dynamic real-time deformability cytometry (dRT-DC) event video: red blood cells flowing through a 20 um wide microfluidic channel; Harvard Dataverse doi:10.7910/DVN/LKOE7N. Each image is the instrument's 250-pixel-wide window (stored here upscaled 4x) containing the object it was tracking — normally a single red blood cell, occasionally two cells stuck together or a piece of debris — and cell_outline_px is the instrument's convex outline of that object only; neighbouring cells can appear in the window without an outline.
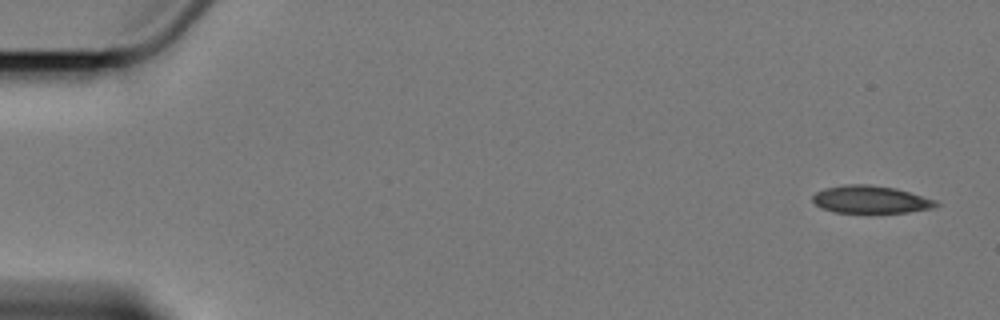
{"species": "Egyptian fruit bat (a non-hibernating species)", "species_latin": "Rousettus aegyptiacus", "temperature_condition": "cold", "stored_images_in_passage": 11, "camera_frame_rate_fps": 3000, "um_per_image_px": 0.085, "animal": {"sex": "female"}, "frame": {"image": 1, "passage_image": 1, "time_ms": 0.0, "image_size_px": [1000, 320], "cell_outline_px": [[940, 204], [932, 208], [908, 212], [832, 212], [820, 208], [812, 200], [812, 196], [816, 192], [824, 188], [844, 184], [868, 184], [896, 188], [936, 200]], "centroid_in_image_um": [73.97, 16.95], "position_along_channel_um": 11.0, "area_um2": 19.83}}
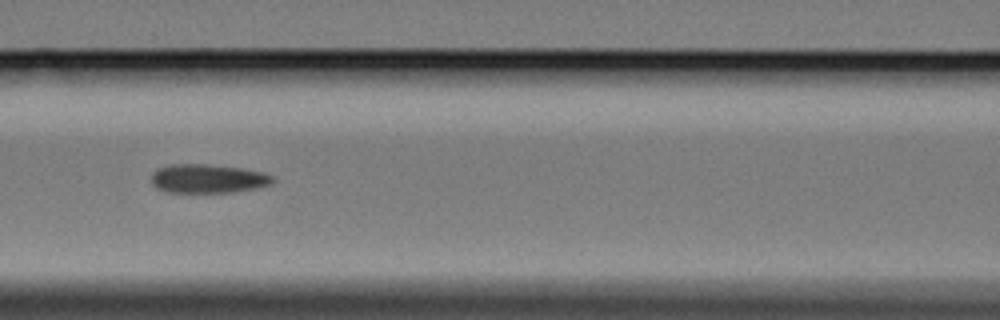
{"frame": {"image": 2, "passage_image": 7, "time_ms": 8.0, "image_size_px": [1000, 320], "cell_outline_px": [[276, 180], [268, 184], [252, 188], [232, 192], [164, 192], [156, 188], [152, 184], [152, 172], [156, 168], [168, 164], [208, 164], [244, 168], [260, 172], [272, 176]], "centroid_in_image_um": [17.59, 15.17], "position_along_channel_um": 149.0, "area_um2": 20.4}}
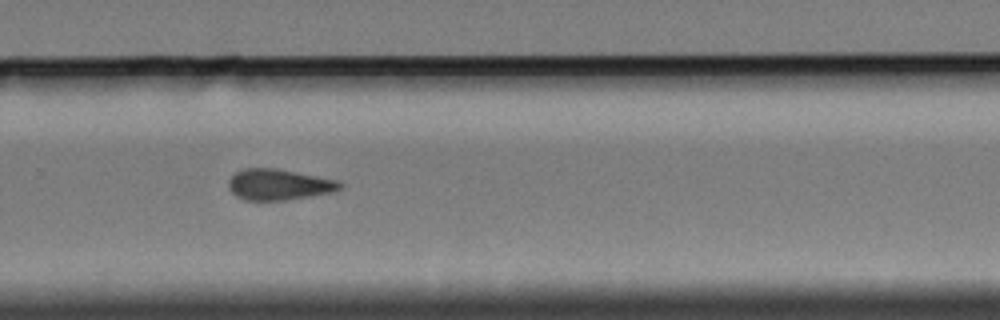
{"frame": {"image": 3, "passage_image": 11, "time_ms": 12.667, "image_size_px": [1000, 320], "cell_outline_px": [[344, 184], [340, 188], [332, 192], [284, 200], [248, 200], [236, 196], [232, 192], [228, 184], [228, 180], [236, 172], [244, 168], [276, 168], [336, 180]], "centroid_in_image_um": [23.67, 15.68], "position_along_channel_um": 306.1, "area_um2": 19.77}}